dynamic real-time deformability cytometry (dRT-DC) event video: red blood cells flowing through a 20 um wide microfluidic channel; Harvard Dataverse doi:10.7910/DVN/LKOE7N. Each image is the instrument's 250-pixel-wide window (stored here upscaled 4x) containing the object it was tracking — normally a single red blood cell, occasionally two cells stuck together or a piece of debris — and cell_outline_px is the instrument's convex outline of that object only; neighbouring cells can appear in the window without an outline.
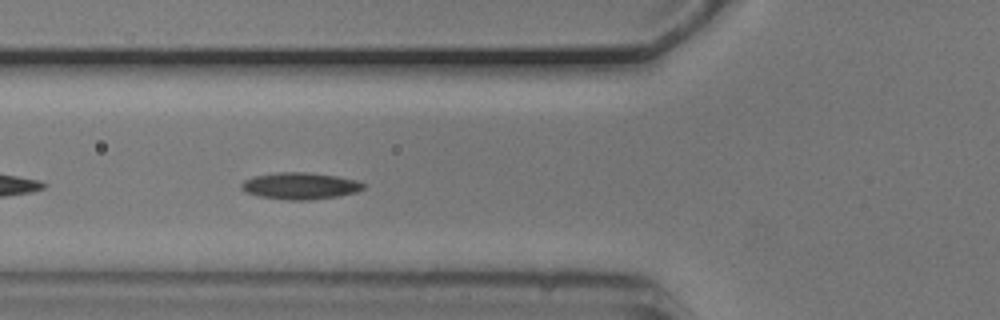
{"species": "common noctule bat (a hibernating species)", "species_latin": "Nyctalus noctula", "temperature_condition": "cold", "stored_images_in_passage": 37, "camera_frame_rate_fps": 3000, "um_per_image_px": 0.085, "animal": {"sex": "male", "body_mass_g": 20.5, "forearm_length_mm": 52.5}, "frame": {"image": 1, "passage_image": 6, "time_ms": 1.667, "image_size_px": [1000, 320], "cell_outline_px": [[364, 188], [356, 192], [340, 196], [308, 200], [288, 200], [260, 196], [244, 192], [240, 188], [240, 184], [244, 180], [252, 176], [280, 172], [308, 172], [336, 176], [356, 180], [364, 184]], "centroid_in_image_um": [25.48, 15.8], "position_along_channel_um": 100.3, "area_um2": 19.07}, "authors_computed_cell_mechanics": {"area_um2": 17.3978, "velocity_mm_per_s": 3.7074, "shape_relaxation_time_tau1_ms": 9.7083, "shape_relaxation_time_tau2_ms": 10.1393, "deformation_change_tau1": 0.1546, "deformation_change_tau2": 0.1927}}